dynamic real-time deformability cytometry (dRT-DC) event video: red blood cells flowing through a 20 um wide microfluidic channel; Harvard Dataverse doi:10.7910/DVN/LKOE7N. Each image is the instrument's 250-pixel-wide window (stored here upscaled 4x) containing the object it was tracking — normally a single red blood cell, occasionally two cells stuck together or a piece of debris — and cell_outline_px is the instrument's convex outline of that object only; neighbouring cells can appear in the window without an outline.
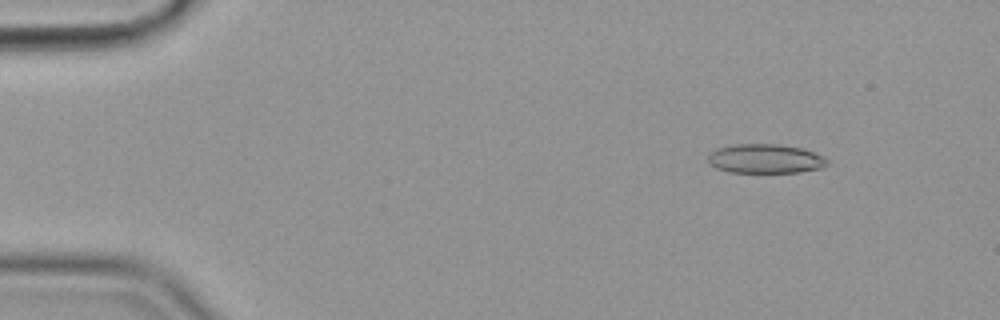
{"species": "common noctule bat (a hibernating species)", "species_latin": "Nyctalus noctula", "temperature_condition": "cold", "stored_images_in_passage": 56, "camera_frame_rate_fps": 3000, "um_per_image_px": 0.085, "animal": {"sex": "female", "body_mass_g": 19.9}, "frame": {"image": 1, "passage_image": 7, "time_ms": 2.0, "image_size_px": [1000, 320], "cell_outline_px": [[828, 164], [820, 168], [800, 172], [728, 172], [716, 168], [708, 160], [708, 156], [716, 148], [736, 144], [776, 144], [804, 148], [824, 156], [828, 160]], "centroid_in_image_um": [65.08, 13.49], "position_along_channel_um": 19.9, "area_um2": 20.29}}
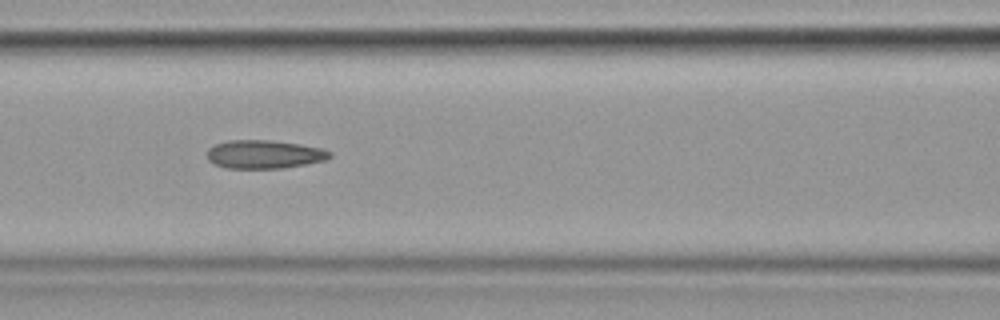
{"frame": {"image": 2, "passage_image": 25, "time_ms": 8.0, "image_size_px": [1000, 320], "cell_outline_px": [[332, 156], [324, 160], [304, 164], [280, 168], [224, 168], [208, 160], [208, 148], [216, 144], [228, 140], [272, 140], [300, 144], [320, 148], [332, 152]], "centroid_in_image_um": [22.45, 13.11], "position_along_channel_um": 144.2, "area_um2": 20.17}}
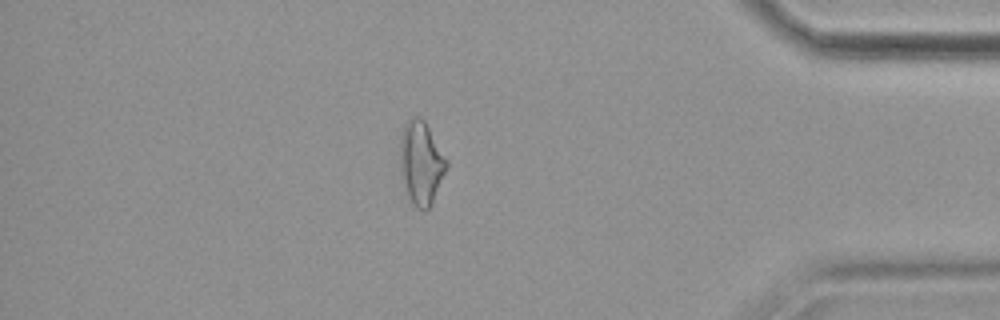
{"frame": {"image": 3, "passage_image": 49, "time_ms": 16.0, "image_size_px": [1000, 320], "cell_outline_px": [[448, 164], [432, 200], [428, 208], [424, 212], [408, 204], [400, 176], [400, 136], [404, 124], [408, 120], [416, 116], [420, 116], [424, 120], [448, 160]], "centroid_in_image_um": [35.74, 13.88], "position_along_channel_um": 399.5, "area_um2": 22.89}, "authors_computed_cell_mechanics": {"area_um2": 20.8658, "velocity_mm_per_s": 3.6044, "shape_relaxation_time_tau1_ms": null, "shape_relaxation_time_tau2_ms": 2.7282, "deformation_change_tau1": null, "deformation_change_tau2": 0.115}}